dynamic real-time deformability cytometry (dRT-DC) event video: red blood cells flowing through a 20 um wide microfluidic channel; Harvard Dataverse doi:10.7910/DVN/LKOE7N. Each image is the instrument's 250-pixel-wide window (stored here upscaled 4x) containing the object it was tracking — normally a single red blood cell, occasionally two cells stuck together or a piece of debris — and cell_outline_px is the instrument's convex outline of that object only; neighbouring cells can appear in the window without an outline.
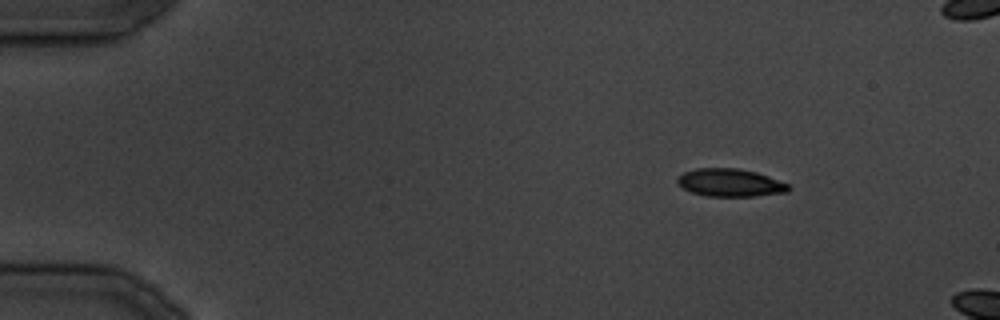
{"species": "common noctule bat (a hibernating species)", "species_latin": "Nyctalus noctula", "temperature_condition": "cold", "stored_images_in_passage": 7, "camera_frame_rate_fps": 3000, "um_per_image_px": 0.085, "animal": {"sex": "male", "body_mass_g": 19.5, "forearm_length_mm": 54.6}, "frame": {"image": 1, "passage_image": 4, "time_ms": 4.333, "image_size_px": [1000, 320], "cell_outline_px": [[792, 188], [788, 192], [756, 196], [708, 196], [692, 192], [684, 188], [676, 180], [684, 172], [696, 168], [736, 168], [756, 172], [768, 176], [788, 184]], "centroid_in_image_um": [62.1, 15.53], "position_along_channel_um": 22.9, "area_um2": 17.86}}